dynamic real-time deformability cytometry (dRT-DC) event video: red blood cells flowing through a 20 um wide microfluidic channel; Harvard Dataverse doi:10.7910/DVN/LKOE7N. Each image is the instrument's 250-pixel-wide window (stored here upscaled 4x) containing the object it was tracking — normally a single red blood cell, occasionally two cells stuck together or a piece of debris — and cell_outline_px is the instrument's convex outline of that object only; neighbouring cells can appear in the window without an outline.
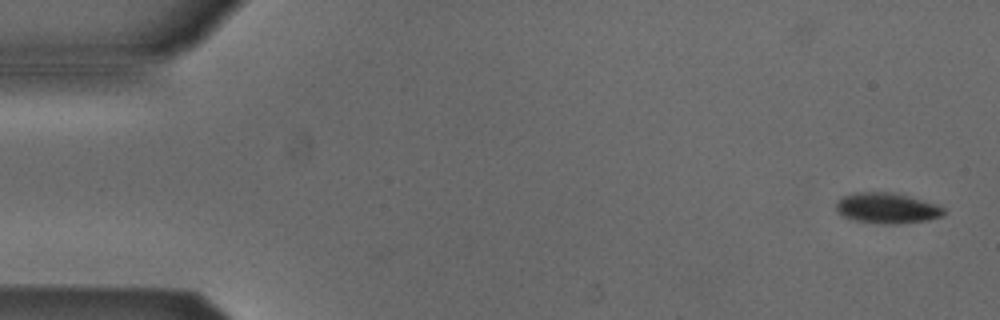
{"species": "Egyptian fruit bat (a non-hibernating species)", "species_latin": "Rousettus aegyptiacus", "temperature_condition": "cold", "stored_images_in_passage": 53, "camera_frame_rate_fps": 3000, "um_per_image_px": 0.085, "animal": {"sex": "male"}, "frame": {"image": 1, "passage_image": 2, "time_ms": 0.333, "image_size_px": [1000, 320], "cell_outline_px": [[944, 216], [928, 220], [896, 224], [880, 224], [852, 220], [840, 216], [836, 212], [836, 200], [840, 196], [856, 192], [888, 192], [908, 196], [936, 204], [944, 208]], "centroid_in_image_um": [75.32, 17.7], "position_along_channel_um": 9.7, "area_um2": 19.48}}
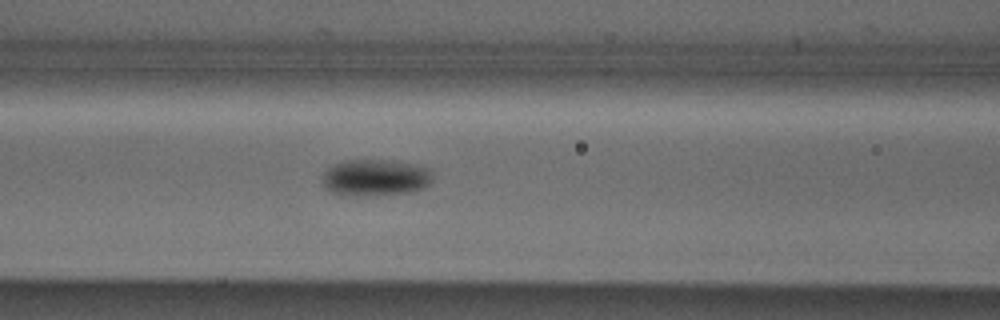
{"frame": {"image": 2, "passage_image": 22, "time_ms": 7.0, "image_size_px": [1000, 320], "cell_outline_px": [[432, 180], [424, 188], [412, 192], [364, 196], [344, 196], [332, 192], [324, 184], [324, 172], [332, 164], [344, 160], [396, 160], [432, 168]], "centroid_in_image_um": [31.95, 15.09], "position_along_channel_um": 134.7, "area_um2": 23.87}}
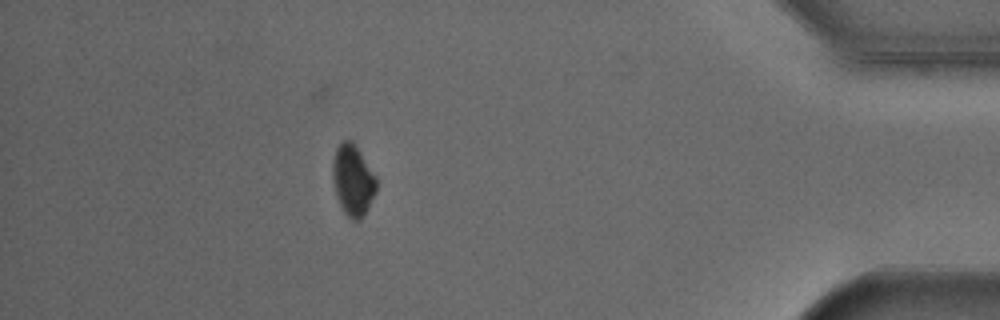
{"frame": {"image": 3, "passage_image": 47, "time_ms": 15.333, "image_size_px": [1000, 320], "cell_outline_px": [[376, 192], [364, 216], [360, 220], [352, 220], [344, 212], [340, 204], [332, 180], [332, 160], [336, 148], [344, 140], [352, 140], [376, 176]], "centroid_in_image_um": [29.99, 15.32], "position_along_channel_um": 405.2, "area_um2": 18.03}, "authors_computed_cell_mechanics": {"area_um2": 20.4034, "velocity_mm_per_s": 3.8556, "shape_relaxation_time_tau1_ms": 5.7352, "shape_relaxation_time_tau2_ms": null, "deformation_change_tau1": 0.0741, "deformation_change_tau2": null}}